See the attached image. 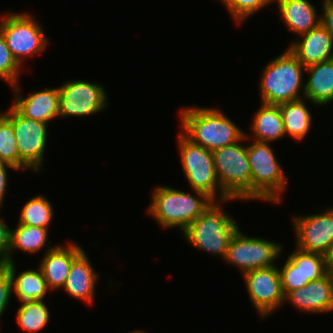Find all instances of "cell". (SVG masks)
I'll return each instance as SVG.
<instances>
[{
  "label": "cell",
  "instance_id": "6da1fadb",
  "mask_svg": "<svg viewBox=\"0 0 333 333\" xmlns=\"http://www.w3.org/2000/svg\"><path fill=\"white\" fill-rule=\"evenodd\" d=\"M181 133L196 145L213 152L240 141L245 133L219 108L183 107Z\"/></svg>",
  "mask_w": 333,
  "mask_h": 333
},
{
  "label": "cell",
  "instance_id": "7a4b0ae2",
  "mask_svg": "<svg viewBox=\"0 0 333 333\" xmlns=\"http://www.w3.org/2000/svg\"><path fill=\"white\" fill-rule=\"evenodd\" d=\"M193 192L196 194L168 186H157L153 189L148 213L161 227H178L183 232L213 201L203 192Z\"/></svg>",
  "mask_w": 333,
  "mask_h": 333
},
{
  "label": "cell",
  "instance_id": "3957f363",
  "mask_svg": "<svg viewBox=\"0 0 333 333\" xmlns=\"http://www.w3.org/2000/svg\"><path fill=\"white\" fill-rule=\"evenodd\" d=\"M305 70L306 67L287 48L262 70L259 82L261 102L279 105L304 98Z\"/></svg>",
  "mask_w": 333,
  "mask_h": 333
},
{
  "label": "cell",
  "instance_id": "277c9868",
  "mask_svg": "<svg viewBox=\"0 0 333 333\" xmlns=\"http://www.w3.org/2000/svg\"><path fill=\"white\" fill-rule=\"evenodd\" d=\"M237 200L228 198L226 200L212 201L203 213L193 221L184 231L183 236L191 246L208 252L212 255L221 256L224 260L229 241L235 231L239 228L236 220L230 214L223 211L225 202Z\"/></svg>",
  "mask_w": 333,
  "mask_h": 333
},
{
  "label": "cell",
  "instance_id": "5b68a950",
  "mask_svg": "<svg viewBox=\"0 0 333 333\" xmlns=\"http://www.w3.org/2000/svg\"><path fill=\"white\" fill-rule=\"evenodd\" d=\"M252 141L247 146L251 170V200L279 203L283 198L281 193L286 189L288 178L269 142Z\"/></svg>",
  "mask_w": 333,
  "mask_h": 333
},
{
  "label": "cell",
  "instance_id": "8992f818",
  "mask_svg": "<svg viewBox=\"0 0 333 333\" xmlns=\"http://www.w3.org/2000/svg\"><path fill=\"white\" fill-rule=\"evenodd\" d=\"M244 136L234 144L213 151L214 168L221 189L230 197L251 200V170Z\"/></svg>",
  "mask_w": 333,
  "mask_h": 333
},
{
  "label": "cell",
  "instance_id": "52a82bcc",
  "mask_svg": "<svg viewBox=\"0 0 333 333\" xmlns=\"http://www.w3.org/2000/svg\"><path fill=\"white\" fill-rule=\"evenodd\" d=\"M178 147L183 172L192 190L205 193L213 201L230 198L220 187L214 168L213 153L187 139L181 132Z\"/></svg>",
  "mask_w": 333,
  "mask_h": 333
},
{
  "label": "cell",
  "instance_id": "ba28073f",
  "mask_svg": "<svg viewBox=\"0 0 333 333\" xmlns=\"http://www.w3.org/2000/svg\"><path fill=\"white\" fill-rule=\"evenodd\" d=\"M0 31L20 65L26 57L41 54L48 46L46 33L31 13L6 12L0 17Z\"/></svg>",
  "mask_w": 333,
  "mask_h": 333
},
{
  "label": "cell",
  "instance_id": "9c48e42d",
  "mask_svg": "<svg viewBox=\"0 0 333 333\" xmlns=\"http://www.w3.org/2000/svg\"><path fill=\"white\" fill-rule=\"evenodd\" d=\"M283 250L282 244L248 236L238 228L232 235L224 261L246 272L272 267Z\"/></svg>",
  "mask_w": 333,
  "mask_h": 333
},
{
  "label": "cell",
  "instance_id": "30bf717a",
  "mask_svg": "<svg viewBox=\"0 0 333 333\" xmlns=\"http://www.w3.org/2000/svg\"><path fill=\"white\" fill-rule=\"evenodd\" d=\"M12 123L19 151V170L39 172L44 163L48 123L22 116L13 106L2 112Z\"/></svg>",
  "mask_w": 333,
  "mask_h": 333
},
{
  "label": "cell",
  "instance_id": "8fae6325",
  "mask_svg": "<svg viewBox=\"0 0 333 333\" xmlns=\"http://www.w3.org/2000/svg\"><path fill=\"white\" fill-rule=\"evenodd\" d=\"M58 90L60 118L92 116L108 106L106 89L97 83L69 80L58 87Z\"/></svg>",
  "mask_w": 333,
  "mask_h": 333
},
{
  "label": "cell",
  "instance_id": "7c38bea8",
  "mask_svg": "<svg viewBox=\"0 0 333 333\" xmlns=\"http://www.w3.org/2000/svg\"><path fill=\"white\" fill-rule=\"evenodd\" d=\"M243 279L249 300L257 313L265 319L285 302L277 265L244 273Z\"/></svg>",
  "mask_w": 333,
  "mask_h": 333
},
{
  "label": "cell",
  "instance_id": "4fadbf2b",
  "mask_svg": "<svg viewBox=\"0 0 333 333\" xmlns=\"http://www.w3.org/2000/svg\"><path fill=\"white\" fill-rule=\"evenodd\" d=\"M296 247L327 256L333 246V207L322 213L293 216Z\"/></svg>",
  "mask_w": 333,
  "mask_h": 333
},
{
  "label": "cell",
  "instance_id": "5bb4252c",
  "mask_svg": "<svg viewBox=\"0 0 333 333\" xmlns=\"http://www.w3.org/2000/svg\"><path fill=\"white\" fill-rule=\"evenodd\" d=\"M284 302H289L301 312L328 313L333 311V273L330 271L305 287L290 291Z\"/></svg>",
  "mask_w": 333,
  "mask_h": 333
},
{
  "label": "cell",
  "instance_id": "9a60e30c",
  "mask_svg": "<svg viewBox=\"0 0 333 333\" xmlns=\"http://www.w3.org/2000/svg\"><path fill=\"white\" fill-rule=\"evenodd\" d=\"M19 82L12 86L14 90V104L12 106L24 117L49 123L58 117L59 90L58 87L39 90L27 97L21 95Z\"/></svg>",
  "mask_w": 333,
  "mask_h": 333
},
{
  "label": "cell",
  "instance_id": "2e32d148",
  "mask_svg": "<svg viewBox=\"0 0 333 333\" xmlns=\"http://www.w3.org/2000/svg\"><path fill=\"white\" fill-rule=\"evenodd\" d=\"M68 246H48L40 260L39 267L43 272L49 291L63 288L73 260L84 250L76 243Z\"/></svg>",
  "mask_w": 333,
  "mask_h": 333
},
{
  "label": "cell",
  "instance_id": "e0dca14e",
  "mask_svg": "<svg viewBox=\"0 0 333 333\" xmlns=\"http://www.w3.org/2000/svg\"><path fill=\"white\" fill-rule=\"evenodd\" d=\"M299 37L288 48L305 67L333 59V38L321 23Z\"/></svg>",
  "mask_w": 333,
  "mask_h": 333
},
{
  "label": "cell",
  "instance_id": "ac0fdd59",
  "mask_svg": "<svg viewBox=\"0 0 333 333\" xmlns=\"http://www.w3.org/2000/svg\"><path fill=\"white\" fill-rule=\"evenodd\" d=\"M83 250L72 262L63 290L75 299L93 303L99 274Z\"/></svg>",
  "mask_w": 333,
  "mask_h": 333
},
{
  "label": "cell",
  "instance_id": "d6986e66",
  "mask_svg": "<svg viewBox=\"0 0 333 333\" xmlns=\"http://www.w3.org/2000/svg\"><path fill=\"white\" fill-rule=\"evenodd\" d=\"M278 3L279 13L288 30L300 36L321 23V15L308 0H274Z\"/></svg>",
  "mask_w": 333,
  "mask_h": 333
},
{
  "label": "cell",
  "instance_id": "ffe728a7",
  "mask_svg": "<svg viewBox=\"0 0 333 333\" xmlns=\"http://www.w3.org/2000/svg\"><path fill=\"white\" fill-rule=\"evenodd\" d=\"M304 98L318 107L333 102V59L306 67Z\"/></svg>",
  "mask_w": 333,
  "mask_h": 333
},
{
  "label": "cell",
  "instance_id": "44dd1931",
  "mask_svg": "<svg viewBox=\"0 0 333 333\" xmlns=\"http://www.w3.org/2000/svg\"><path fill=\"white\" fill-rule=\"evenodd\" d=\"M251 123L250 129L254 135L251 133L252 136H250L245 133L247 140L271 144V142L284 138L286 135L279 105L261 102V106L254 114Z\"/></svg>",
  "mask_w": 333,
  "mask_h": 333
},
{
  "label": "cell",
  "instance_id": "7402d4cb",
  "mask_svg": "<svg viewBox=\"0 0 333 333\" xmlns=\"http://www.w3.org/2000/svg\"><path fill=\"white\" fill-rule=\"evenodd\" d=\"M9 272L12 284V293H15L20 302L25 300H43L48 293V286L43 272L38 266L37 270L29 269L16 276L15 262L4 264Z\"/></svg>",
  "mask_w": 333,
  "mask_h": 333
},
{
  "label": "cell",
  "instance_id": "603a6c76",
  "mask_svg": "<svg viewBox=\"0 0 333 333\" xmlns=\"http://www.w3.org/2000/svg\"><path fill=\"white\" fill-rule=\"evenodd\" d=\"M306 101V98H301L279 104L286 136L289 135L297 141L307 136L312 125V116Z\"/></svg>",
  "mask_w": 333,
  "mask_h": 333
},
{
  "label": "cell",
  "instance_id": "cb8c5ba5",
  "mask_svg": "<svg viewBox=\"0 0 333 333\" xmlns=\"http://www.w3.org/2000/svg\"><path fill=\"white\" fill-rule=\"evenodd\" d=\"M47 238L48 229L18 224L14 230L11 229L8 262L14 261L13 252L17 250L33 254L39 252L47 243Z\"/></svg>",
  "mask_w": 333,
  "mask_h": 333
},
{
  "label": "cell",
  "instance_id": "d4e9b609",
  "mask_svg": "<svg viewBox=\"0 0 333 333\" xmlns=\"http://www.w3.org/2000/svg\"><path fill=\"white\" fill-rule=\"evenodd\" d=\"M17 310L16 319L21 329L36 333L44 329L50 319V311L43 300H25Z\"/></svg>",
  "mask_w": 333,
  "mask_h": 333
},
{
  "label": "cell",
  "instance_id": "484cf974",
  "mask_svg": "<svg viewBox=\"0 0 333 333\" xmlns=\"http://www.w3.org/2000/svg\"><path fill=\"white\" fill-rule=\"evenodd\" d=\"M53 211V205L46 197L35 196L23 205L18 224L48 229L54 218Z\"/></svg>",
  "mask_w": 333,
  "mask_h": 333
},
{
  "label": "cell",
  "instance_id": "4316f807",
  "mask_svg": "<svg viewBox=\"0 0 333 333\" xmlns=\"http://www.w3.org/2000/svg\"><path fill=\"white\" fill-rule=\"evenodd\" d=\"M283 294L305 287L309 282H303L301 273V250L297 247L288 255L282 267H278Z\"/></svg>",
  "mask_w": 333,
  "mask_h": 333
},
{
  "label": "cell",
  "instance_id": "83f0119b",
  "mask_svg": "<svg viewBox=\"0 0 333 333\" xmlns=\"http://www.w3.org/2000/svg\"><path fill=\"white\" fill-rule=\"evenodd\" d=\"M0 162L19 170V151L11 121L0 112Z\"/></svg>",
  "mask_w": 333,
  "mask_h": 333
},
{
  "label": "cell",
  "instance_id": "f1b7e54d",
  "mask_svg": "<svg viewBox=\"0 0 333 333\" xmlns=\"http://www.w3.org/2000/svg\"><path fill=\"white\" fill-rule=\"evenodd\" d=\"M328 272L327 256L301 250V273L303 274V282H311L320 279Z\"/></svg>",
  "mask_w": 333,
  "mask_h": 333
},
{
  "label": "cell",
  "instance_id": "f546056e",
  "mask_svg": "<svg viewBox=\"0 0 333 333\" xmlns=\"http://www.w3.org/2000/svg\"><path fill=\"white\" fill-rule=\"evenodd\" d=\"M228 9L229 14L235 21L240 24L257 13L263 7L274 2V0H220Z\"/></svg>",
  "mask_w": 333,
  "mask_h": 333
},
{
  "label": "cell",
  "instance_id": "4dcf8cb0",
  "mask_svg": "<svg viewBox=\"0 0 333 333\" xmlns=\"http://www.w3.org/2000/svg\"><path fill=\"white\" fill-rule=\"evenodd\" d=\"M21 65L13 57L5 38L0 31V78L11 86L18 83Z\"/></svg>",
  "mask_w": 333,
  "mask_h": 333
},
{
  "label": "cell",
  "instance_id": "1f68e13d",
  "mask_svg": "<svg viewBox=\"0 0 333 333\" xmlns=\"http://www.w3.org/2000/svg\"><path fill=\"white\" fill-rule=\"evenodd\" d=\"M12 294V284L8 269L4 264H0V319L8 308Z\"/></svg>",
  "mask_w": 333,
  "mask_h": 333
},
{
  "label": "cell",
  "instance_id": "d6a6232c",
  "mask_svg": "<svg viewBox=\"0 0 333 333\" xmlns=\"http://www.w3.org/2000/svg\"><path fill=\"white\" fill-rule=\"evenodd\" d=\"M11 228L0 217V264L8 263Z\"/></svg>",
  "mask_w": 333,
  "mask_h": 333
},
{
  "label": "cell",
  "instance_id": "836d02e7",
  "mask_svg": "<svg viewBox=\"0 0 333 333\" xmlns=\"http://www.w3.org/2000/svg\"><path fill=\"white\" fill-rule=\"evenodd\" d=\"M321 24L333 38V0L322 1Z\"/></svg>",
  "mask_w": 333,
  "mask_h": 333
},
{
  "label": "cell",
  "instance_id": "e575fe53",
  "mask_svg": "<svg viewBox=\"0 0 333 333\" xmlns=\"http://www.w3.org/2000/svg\"><path fill=\"white\" fill-rule=\"evenodd\" d=\"M12 169V170H16L17 169L8 164V163H4V162H0V208L1 206H3V200H4V196L6 194L7 191V180H8V176H7V169Z\"/></svg>",
  "mask_w": 333,
  "mask_h": 333
},
{
  "label": "cell",
  "instance_id": "d590c367",
  "mask_svg": "<svg viewBox=\"0 0 333 333\" xmlns=\"http://www.w3.org/2000/svg\"><path fill=\"white\" fill-rule=\"evenodd\" d=\"M327 267L328 270L333 273V246L329 252V254L327 255Z\"/></svg>",
  "mask_w": 333,
  "mask_h": 333
},
{
  "label": "cell",
  "instance_id": "8d00e7d4",
  "mask_svg": "<svg viewBox=\"0 0 333 333\" xmlns=\"http://www.w3.org/2000/svg\"><path fill=\"white\" fill-rule=\"evenodd\" d=\"M131 333H145V332H143V331H141V330H136V331H133V332H131Z\"/></svg>",
  "mask_w": 333,
  "mask_h": 333
}]
</instances>
